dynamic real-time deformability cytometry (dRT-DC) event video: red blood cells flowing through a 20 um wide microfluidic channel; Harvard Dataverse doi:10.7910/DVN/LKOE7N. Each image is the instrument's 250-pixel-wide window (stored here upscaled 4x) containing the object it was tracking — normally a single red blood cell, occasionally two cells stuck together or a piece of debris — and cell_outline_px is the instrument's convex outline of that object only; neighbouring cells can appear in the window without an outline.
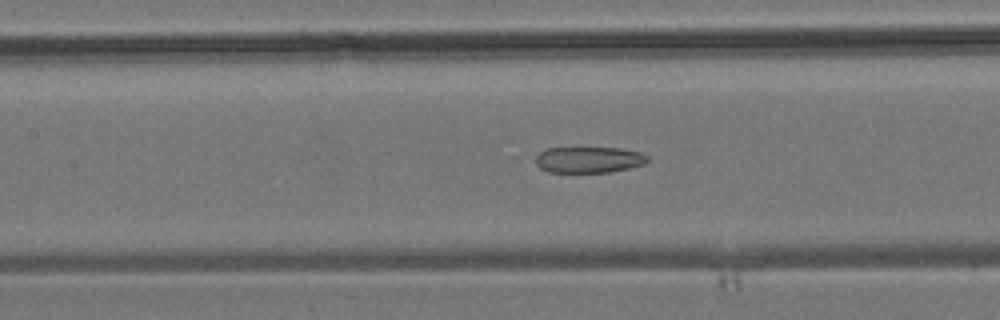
{"species": "common noctule bat (a hibernating species)", "species_latin": "Nyctalus noctula", "temperature_condition": "room temperature", "stored_images_in_passage": 34, "camera_frame_rate_fps": 3000, "um_per_image_px": 0.085, "animal": {"sex": "male", "body_mass_g": 19.2, "forearm_length_mm": 51.8}, "frame": {"image": 1, "passage_image": 16, "time_ms": 5.0, "image_size_px": [1000, 320], "cell_outline_px": [[652, 160], [644, 164], [628, 168], [608, 172], [548, 172], [540, 168], [536, 164], [536, 156], [544, 148], [620, 148], [640, 152], [648, 156]], "centroid_in_image_um": [50.06, 13.57], "position_along_channel_um": 157.3, "area_um2": 17.11}}
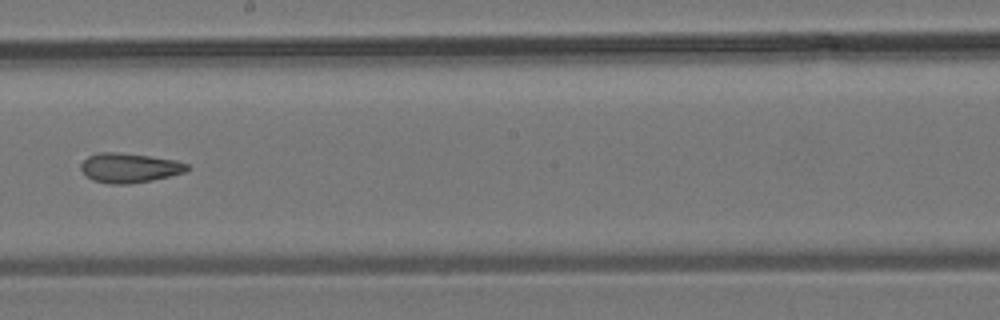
{"frame": {"image": 2, "passage_image": 21, "time_ms": 6.667, "image_size_px": [1000, 320], "cell_outline_px": [[188, 168], [184, 172], [152, 180], [128, 184], [112, 184], [92, 180], [84, 176], [80, 168], [80, 164], [88, 156], [96, 152], [120, 152], [176, 160], [188, 164]], "centroid_in_image_um": [10.93, 14.26], "position_along_channel_um": 237.3, "area_um2": 18.32}}
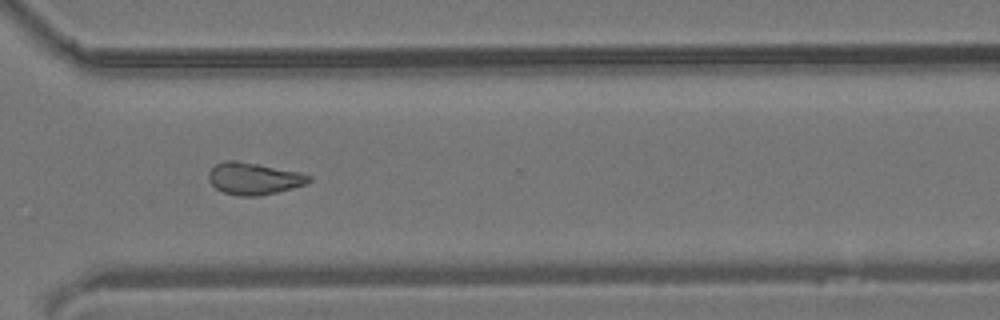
{"frame": {"image": 3, "passage_image": 28, "time_ms": 9.0, "image_size_px": [1000, 320], "cell_outline_px": [[312, 180], [308, 184], [276, 192], [256, 196], [240, 196], [224, 192], [216, 188], [208, 180], [208, 172], [216, 164], [224, 160], [236, 160], [300, 172], [312, 176]], "centroid_in_image_um": [21.59, 15.17], "position_along_channel_um": 349.0, "area_um2": 18.67}}